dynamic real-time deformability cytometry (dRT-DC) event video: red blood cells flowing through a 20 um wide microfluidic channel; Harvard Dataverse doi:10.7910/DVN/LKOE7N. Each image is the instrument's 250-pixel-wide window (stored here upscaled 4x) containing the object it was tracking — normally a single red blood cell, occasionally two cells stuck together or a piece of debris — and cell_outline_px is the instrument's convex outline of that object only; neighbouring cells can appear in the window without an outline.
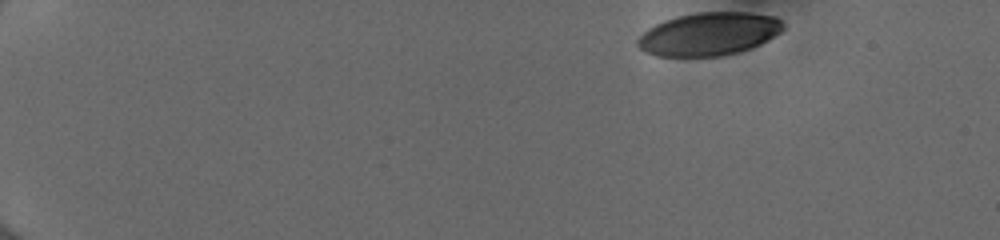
{"species": "human", "species_latin": "Homo sapiens", "temperature_condition": "cold", "stored_images_in_passage": 46, "camera_frame_rate_fps": 3000, "um_per_image_px": 0.085, "donor": {"sex": "female"}, "frame": {"image": 1, "passage_image": 1, "time_ms": 0.0, "image_size_px": [1000, 240], "cell_outline_px": [[784, 28], [780, 32], [760, 44], [752, 48], [720, 56], [656, 56], [644, 52], [636, 44], [636, 40], [648, 28], [664, 20], [696, 12], [748, 12], [776, 16], [784, 24]], "centroid_in_image_um": [60.25, 2.88], "position_along_channel_um": 24.7, "area_um2": 36.47}}
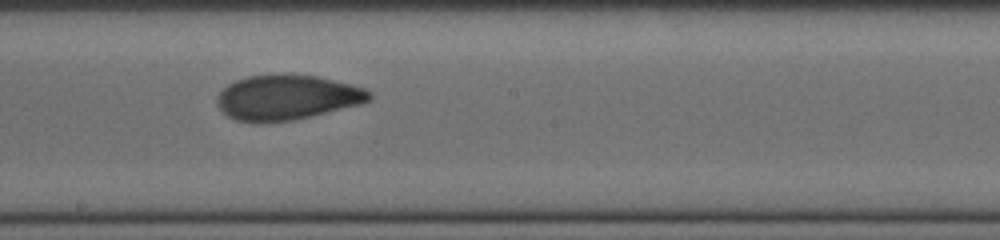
{"frame": {"image": 2, "passage_image": 26, "time_ms": 8.333, "image_size_px": [1000, 240], "cell_outline_px": [[372, 100], [360, 104], [312, 116], [292, 120], [236, 120], [228, 116], [216, 104], [216, 96], [228, 84], [236, 80], [248, 76], [316, 76], [352, 84], [364, 88], [372, 92]], "centroid_in_image_um": [24.44, 8.28], "position_along_channel_um": 223.8, "area_um2": 38.84}}
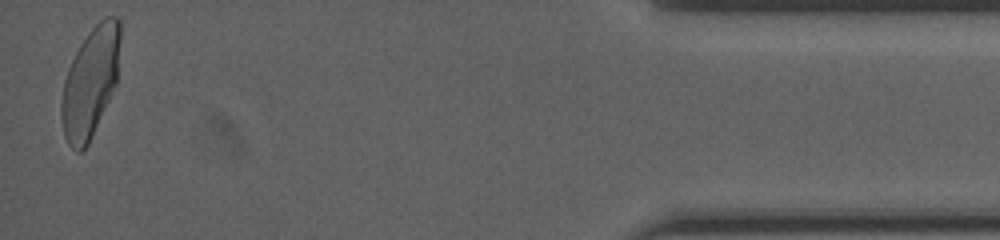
{"frame": {"image": 3, "passage_image": 46, "time_ms": 15.0, "image_size_px": [1000, 240], "cell_outline_px": [[120, 40], [116, 84], [88, 144], [80, 152], [76, 152], [68, 144], [64, 136], [60, 116], [60, 104], [64, 80], [68, 68], [80, 44], [88, 32], [104, 16], [116, 16], [120, 20]], "centroid_in_image_um": [7.66, 6.99], "position_along_channel_um": 427.5, "area_um2": 37.51}, "authors_computed_cell_mechanics": {"area_um2": 38.9283, "velocity_mm_per_s": 4.0025, "shape_relaxation_time_tau1_ms": 7.0944, "shape_relaxation_time_tau2_ms": 1.2704, "deformation_change_tau1": 0.1938, "deformation_change_tau2": 0.0676}}